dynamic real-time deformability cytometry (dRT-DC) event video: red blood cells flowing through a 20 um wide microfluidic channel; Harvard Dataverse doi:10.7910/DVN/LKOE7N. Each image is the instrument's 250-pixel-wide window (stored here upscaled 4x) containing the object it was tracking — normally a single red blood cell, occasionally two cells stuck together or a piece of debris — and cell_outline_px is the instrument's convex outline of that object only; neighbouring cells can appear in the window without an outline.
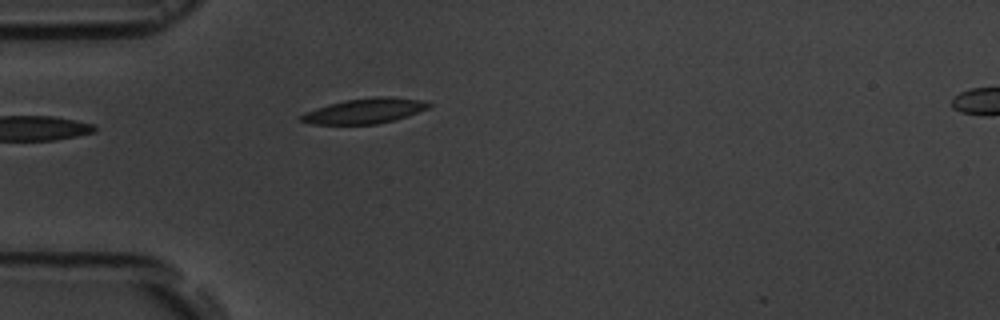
{"species": "common noctule bat (a hibernating species)", "species_latin": "Nyctalus noctula", "temperature_condition": "room temperature", "stored_images_in_passage": 4, "camera_frame_rate_fps": 3000, "um_per_image_px": 0.085, "animal": {"sex": "male", "body_mass_g": 19.5, "forearm_length_mm": 54.6}, "frame": {"image": 1, "passage_image": 4, "time_ms": 4.0, "image_size_px": [1000, 320], "cell_outline_px": [[432, 104], [428, 108], [408, 116], [376, 124], [312, 124], [296, 120], [296, 116], [304, 112], [328, 104], [344, 100], [376, 96], [388, 96], [420, 100]], "centroid_in_image_um": [30.91, 9.43], "position_along_channel_um": 54.1, "area_um2": 18.84}}